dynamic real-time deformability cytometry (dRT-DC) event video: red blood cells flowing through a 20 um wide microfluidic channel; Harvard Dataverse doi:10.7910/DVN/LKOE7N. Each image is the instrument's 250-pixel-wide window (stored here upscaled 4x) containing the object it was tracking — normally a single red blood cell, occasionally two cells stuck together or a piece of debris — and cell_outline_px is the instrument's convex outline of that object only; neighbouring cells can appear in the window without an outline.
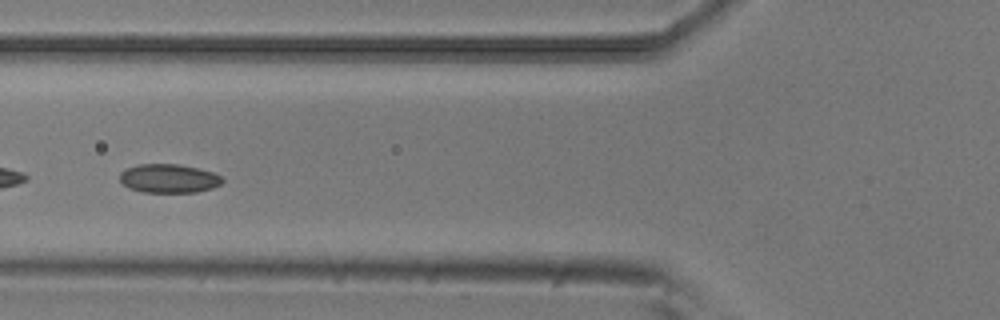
{"species": "common noctule bat (a hibernating species)", "species_latin": "Nyctalus noctula", "temperature_condition": "room temperature", "stored_images_in_passage": 52, "camera_frame_rate_fps": 3000, "um_per_image_px": 0.085, "animal": {"sex": "male", "body_mass_g": 20.5, "forearm_length_mm": 52.5}, "frame": {"image": 1, "passage_image": 18, "time_ms": 5.667, "image_size_px": [1000, 320], "cell_outline_px": [[224, 180], [220, 184], [212, 188], [196, 192], [144, 192], [128, 188], [120, 180], [120, 172], [128, 168], [140, 164], [180, 164], [212, 172], [220, 176]], "centroid_in_image_um": [14.34, 15.17], "position_along_channel_um": 111.5, "area_um2": 17.05}}
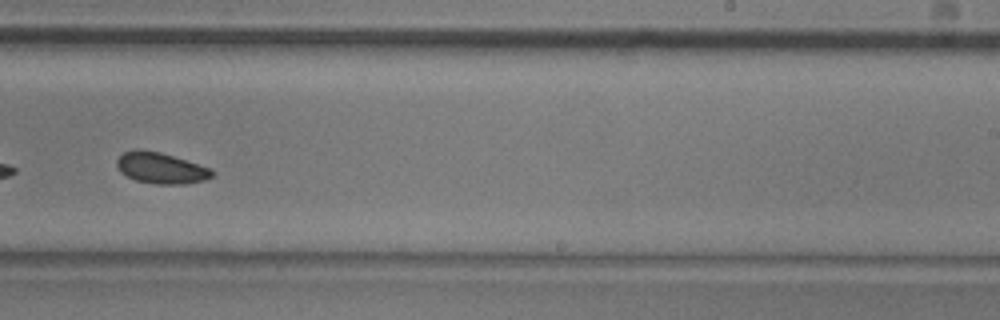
{"frame": {"image": 2, "passage_image": 31, "time_ms": 10.0, "image_size_px": [1000, 320], "cell_outline_px": [[216, 172], [212, 176], [204, 180], [184, 184], [156, 184], [136, 180], [120, 172], [116, 164], [116, 160], [124, 152], [136, 148], [160, 152], [212, 168]], "centroid_in_image_um": [13.69, 14.28], "position_along_channel_um": 275.3, "area_um2": 17.28}}
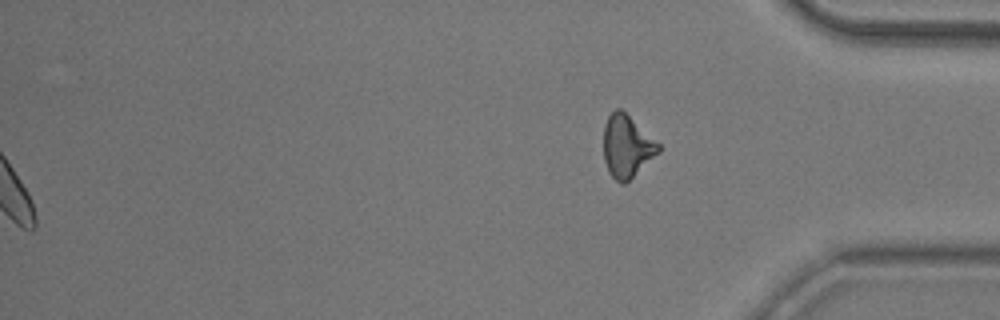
{"frame": {"image": 3, "passage_image": 52, "time_ms": 17.0, "image_size_px": [1000, 320], "cell_outline_px": [[660, 152], [624, 184], [620, 184], [608, 172], [604, 160], [604, 124], [608, 116], [616, 108], [620, 108], [660, 144]], "centroid_in_image_um": [53.27, 12.44], "position_along_channel_um": 381.9, "area_um2": 19.77}}